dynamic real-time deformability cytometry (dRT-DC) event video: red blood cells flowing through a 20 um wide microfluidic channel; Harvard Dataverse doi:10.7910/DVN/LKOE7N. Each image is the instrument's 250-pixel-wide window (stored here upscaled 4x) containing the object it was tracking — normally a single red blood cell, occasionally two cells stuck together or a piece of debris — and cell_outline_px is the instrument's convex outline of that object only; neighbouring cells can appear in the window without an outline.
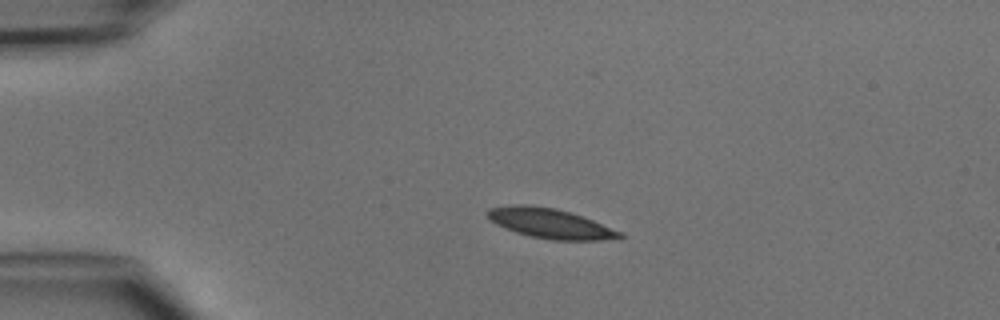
{"species": "common noctule bat (a hibernating species)", "species_latin": "Nyctalus noctula", "temperature_condition": "cold", "stored_images_in_passage": 4, "camera_frame_rate_fps": 3000, "um_per_image_px": 0.085, "animal": {"sex": "male", "body_mass_g": 15.6}, "frame": {"image": 1, "passage_image": 3, "time_ms": 2.333, "image_size_px": [1000, 320], "cell_outline_px": [[624, 236], [620, 240], [552, 240], [532, 236], [516, 232], [504, 228], [496, 224], [484, 212], [488, 208], [516, 204], [524, 204], [556, 208], [592, 220], [620, 232]], "centroid_in_image_um": [46.75, 18.99], "position_along_channel_um": 38.3, "area_um2": 22.83}}